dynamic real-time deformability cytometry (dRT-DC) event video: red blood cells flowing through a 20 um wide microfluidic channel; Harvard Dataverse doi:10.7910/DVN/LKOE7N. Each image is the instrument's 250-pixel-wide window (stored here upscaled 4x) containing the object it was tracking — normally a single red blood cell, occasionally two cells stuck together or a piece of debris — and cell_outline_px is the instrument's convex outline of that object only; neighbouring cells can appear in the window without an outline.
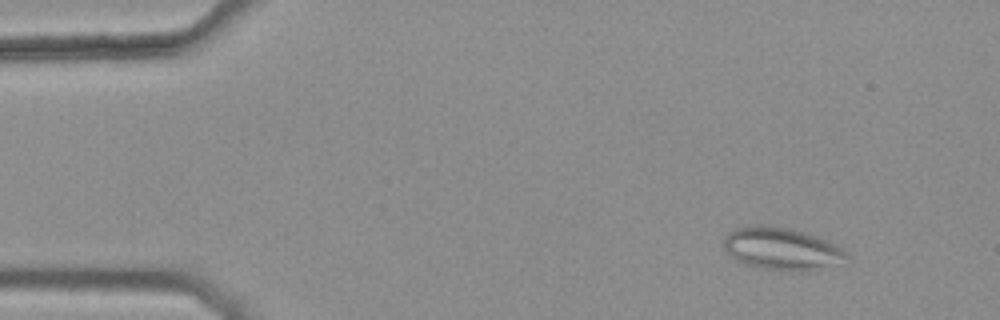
{"species": "common noctule bat (a hibernating species)", "species_latin": "Nyctalus noctula", "temperature_condition": "warm", "stored_images_in_passage": 42, "camera_frame_rate_fps": 3000, "um_per_image_px": 0.085, "animal": {"sex": "female", "body_mass_g": 25.1}, "frame": {"image": 1, "passage_image": 4, "time_ms": 1.0, "image_size_px": [1000, 320], "cell_outline_px": [[852, 260], [840, 264], [808, 272], [796, 272], [760, 268], [744, 264], [736, 260], [724, 248], [724, 236], [732, 228], [748, 224], [764, 224], [792, 228], [828, 240], [848, 252]], "centroid_in_image_um": [66.5, 21.14], "position_along_channel_um": 18.5, "area_um2": 31.44}}
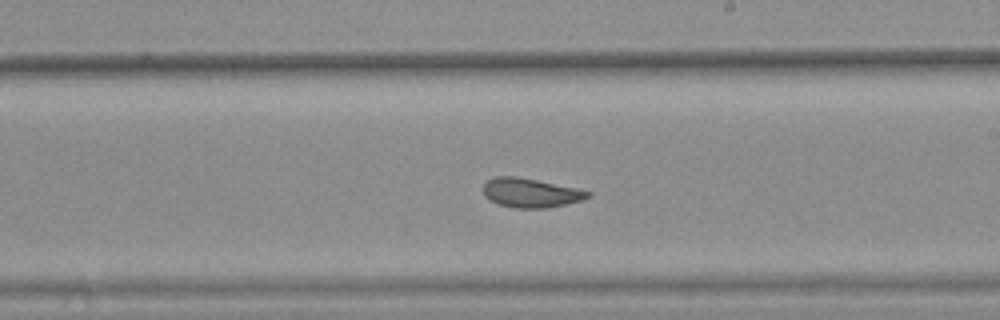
{"frame": {"image": 2, "passage_image": 29, "time_ms": 9.333, "image_size_px": [1000, 320], "cell_outline_px": [[592, 196], [580, 200], [564, 204], [544, 208], [516, 208], [500, 204], [484, 196], [484, 184], [488, 180], [496, 176], [516, 176], [576, 188], [592, 192]], "centroid_in_image_um": [45.11, 16.38], "position_along_channel_um": 243.9, "area_um2": 17.46}}
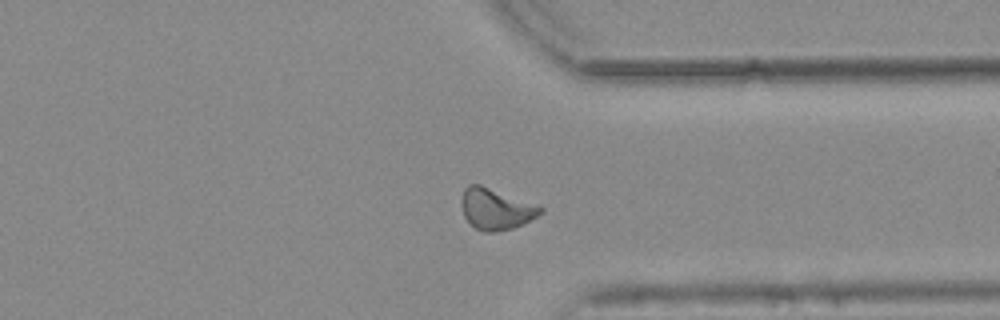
{"frame": {"image": 3, "passage_image": 39, "time_ms": 12.667, "image_size_px": [1000, 320], "cell_outline_px": [[544, 212], [512, 228], [492, 232], [484, 232], [476, 228], [464, 216], [460, 204], [460, 200], [464, 188], [468, 184], [480, 184], [544, 208]], "centroid_in_image_um": [42.09, 17.75], "position_along_channel_um": 369.3, "area_um2": 18.55}, "authors_computed_cell_mechanics": {"area_um2": 18.5827, "velocity_mm_per_s": 3.7888, "shape_relaxation_time_tau1_ms": null, "shape_relaxation_time_tau2_ms": 1.5956, "deformation_change_tau1": null, "deformation_change_tau2": 0.0883}}